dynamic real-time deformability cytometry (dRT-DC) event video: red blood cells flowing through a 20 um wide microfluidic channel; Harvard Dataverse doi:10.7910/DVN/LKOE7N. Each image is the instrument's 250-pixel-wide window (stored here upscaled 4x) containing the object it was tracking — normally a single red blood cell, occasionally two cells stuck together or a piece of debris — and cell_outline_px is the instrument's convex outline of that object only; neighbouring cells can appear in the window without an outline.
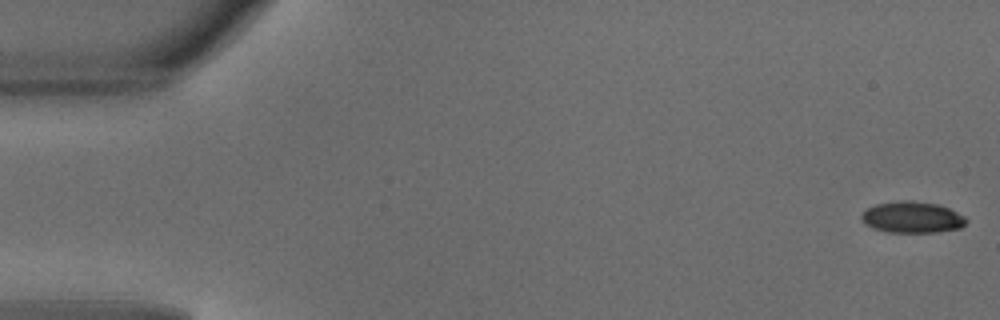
{"species": "common noctule bat (a hibernating species)", "species_latin": "Nyctalus noctula", "temperature_condition": "warm", "stored_images_in_passage": 49, "camera_frame_rate_fps": 3000, "um_per_image_px": 0.085, "animal": {"sex": "male", "body_mass_g": 18.8}, "frame": {"image": 1, "passage_image": 1, "time_ms": 0.0, "image_size_px": [1000, 320], "cell_outline_px": [[968, 220], [960, 228], [936, 232], [888, 232], [872, 228], [860, 216], [864, 208], [876, 204], [900, 200], [912, 200], [936, 204], [948, 208], [964, 216]], "centroid_in_image_um": [77.51, 18.45], "position_along_channel_um": 7.5, "area_um2": 19.07}}
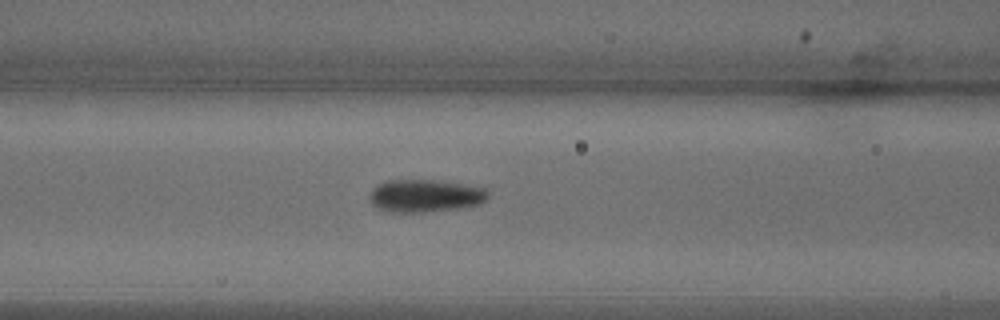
{"frame": {"image": 2, "passage_image": 20, "time_ms": 6.333, "image_size_px": [1000, 320], "cell_outline_px": [[488, 196], [480, 204], [460, 208], [420, 212], [384, 212], [376, 208], [372, 204], [368, 196], [372, 188], [388, 180], [432, 180], [460, 184], [484, 188], [488, 192]], "centroid_in_image_um": [36.07, 16.65], "position_along_channel_um": 130.5, "area_um2": 22.43}}
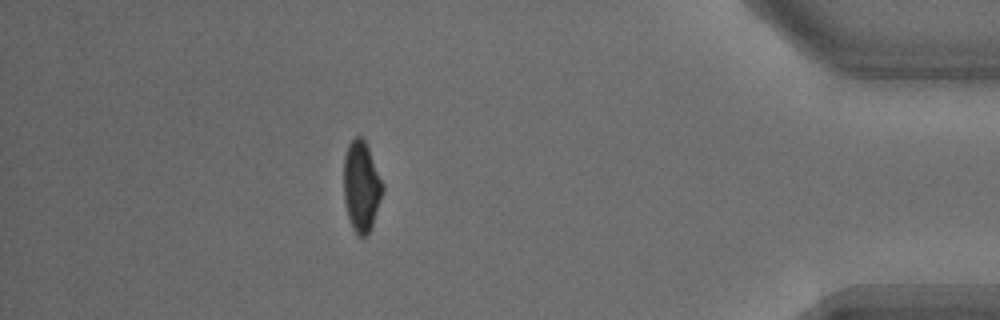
{"frame": {"image": 3, "passage_image": 43, "time_ms": 14.0, "image_size_px": [1000, 320], "cell_outline_px": [[384, 192], [372, 224], [368, 232], [364, 236], [360, 236], [352, 228], [348, 216], [344, 200], [344, 156], [348, 144], [356, 136], [360, 136], [364, 140], [368, 148], [384, 184]], "centroid_in_image_um": [30.72, 15.82], "position_along_channel_um": 404.5, "area_um2": 20.35}, "authors_computed_cell_mechanics": {"area_um2": 21.1548, "velocity_mm_per_s": 4.1613, "shape_relaxation_time_tau1_ms": 3.3164, "shape_relaxation_time_tau2_ms": null, "deformation_change_tau1": 0.1523, "deformation_change_tau2": null}}